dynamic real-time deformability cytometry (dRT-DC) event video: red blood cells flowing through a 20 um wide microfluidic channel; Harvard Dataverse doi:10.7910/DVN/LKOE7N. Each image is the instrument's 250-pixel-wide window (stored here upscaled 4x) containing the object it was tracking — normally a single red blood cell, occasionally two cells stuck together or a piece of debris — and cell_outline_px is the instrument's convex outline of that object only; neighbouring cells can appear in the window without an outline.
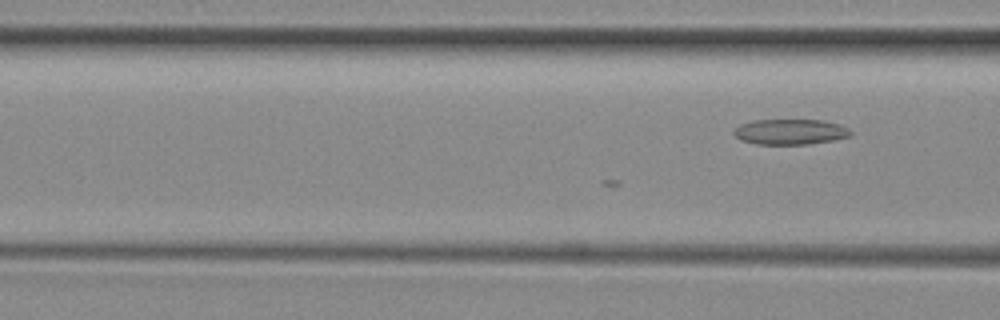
{"species": "common noctule bat (a hibernating species)", "species_latin": "Nyctalus noctula", "temperature_condition": "room temperature", "stored_images_in_passage": 3, "camera_frame_rate_fps": 3000, "um_per_image_px": 0.085, "animal": {"sex": "female", "body_mass_g": 29.2, "forearm_length_mm": 56.3}, "frame": {"image": 1, "passage_image": 3, "time_ms": 0.667, "image_size_px": [1000, 320], "cell_outline_px": [[852, 132], [848, 136], [832, 140], [808, 144], [756, 144], [740, 140], [732, 132], [740, 124], [752, 120], [824, 120], [840, 124], [848, 128]], "centroid_in_image_um": [67.15, 11.2], "position_along_channel_um": 99.5, "area_um2": 17.28}}